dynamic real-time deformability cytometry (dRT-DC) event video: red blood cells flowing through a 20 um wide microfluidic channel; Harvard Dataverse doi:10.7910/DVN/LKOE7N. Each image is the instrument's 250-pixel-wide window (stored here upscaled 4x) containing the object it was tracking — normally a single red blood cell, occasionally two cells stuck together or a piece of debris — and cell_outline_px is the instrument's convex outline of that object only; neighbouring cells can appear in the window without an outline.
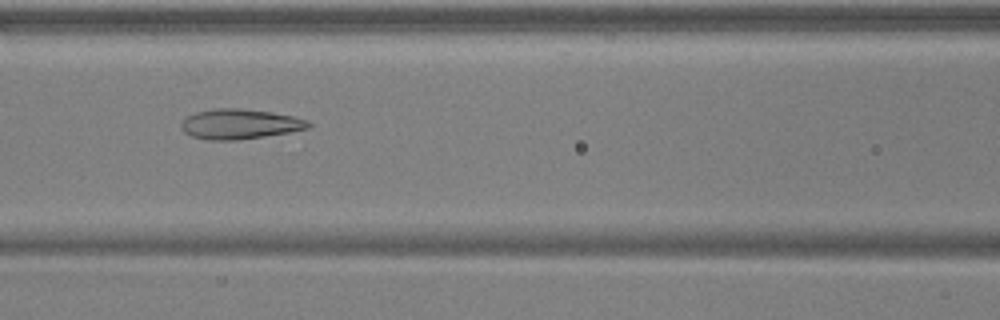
{"species": "common noctule bat (a hibernating species)", "species_latin": "Nyctalus noctula", "temperature_condition": "warm", "stored_images_in_passage": 7, "camera_frame_rate_fps": 3000, "um_per_image_px": 0.085, "animal": {"sex": "male", "body_mass_g": 17.9, "forearm_length_mm": 54.2}, "frame": {"image": 1, "passage_image": 6, "time_ms": 1.667, "image_size_px": [1000, 320], "cell_outline_px": [[312, 124], [308, 128], [288, 132], [264, 136], [236, 140], [208, 140], [192, 136], [184, 132], [180, 128], [180, 124], [188, 116], [196, 112], [216, 108], [240, 108], [272, 112], [296, 116], [308, 120]], "centroid_in_image_um": [20.39, 10.54], "position_along_channel_um": 146.2, "area_um2": 22.25}}
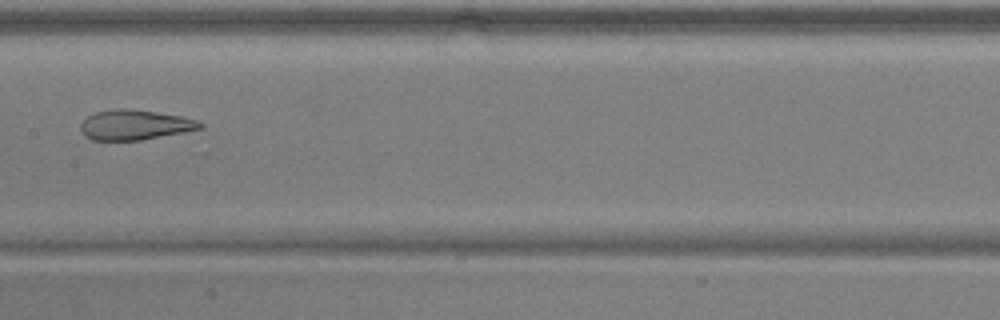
{"frame": {"image": 2, "passage_image": 7, "time_ms": 2.0, "image_size_px": [1000, 320], "cell_outline_px": [[204, 128], [184, 132], [140, 140], [92, 140], [84, 136], [80, 128], [80, 124], [88, 116], [96, 112], [116, 108], [128, 108], [156, 112], [180, 116], [196, 120], [204, 124]], "centroid_in_image_um": [11.45, 10.61], "position_along_channel_um": 196.0, "area_um2": 20.87}}